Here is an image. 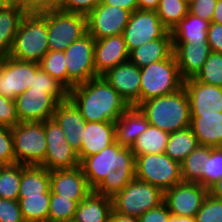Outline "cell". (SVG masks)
I'll return each instance as SVG.
<instances>
[{"mask_svg": "<svg viewBox=\"0 0 222 222\" xmlns=\"http://www.w3.org/2000/svg\"><path fill=\"white\" fill-rule=\"evenodd\" d=\"M107 222H137V219L130 216L120 215L112 210L111 217Z\"/></svg>", "mask_w": 222, "mask_h": 222, "instance_id": "cell-54", "label": "cell"}, {"mask_svg": "<svg viewBox=\"0 0 222 222\" xmlns=\"http://www.w3.org/2000/svg\"><path fill=\"white\" fill-rule=\"evenodd\" d=\"M0 222H25L18 200L0 198Z\"/></svg>", "mask_w": 222, "mask_h": 222, "instance_id": "cell-45", "label": "cell"}, {"mask_svg": "<svg viewBox=\"0 0 222 222\" xmlns=\"http://www.w3.org/2000/svg\"><path fill=\"white\" fill-rule=\"evenodd\" d=\"M30 88L38 90H47L58 102L65 101L68 98V90L55 78L39 68Z\"/></svg>", "mask_w": 222, "mask_h": 222, "instance_id": "cell-40", "label": "cell"}, {"mask_svg": "<svg viewBox=\"0 0 222 222\" xmlns=\"http://www.w3.org/2000/svg\"><path fill=\"white\" fill-rule=\"evenodd\" d=\"M163 202L164 192L160 188L135 178L112 197V209L115 213L137 219Z\"/></svg>", "mask_w": 222, "mask_h": 222, "instance_id": "cell-6", "label": "cell"}, {"mask_svg": "<svg viewBox=\"0 0 222 222\" xmlns=\"http://www.w3.org/2000/svg\"><path fill=\"white\" fill-rule=\"evenodd\" d=\"M40 68L67 89V68L64 51H48L39 62Z\"/></svg>", "mask_w": 222, "mask_h": 222, "instance_id": "cell-38", "label": "cell"}, {"mask_svg": "<svg viewBox=\"0 0 222 222\" xmlns=\"http://www.w3.org/2000/svg\"><path fill=\"white\" fill-rule=\"evenodd\" d=\"M207 43L210 51L222 53V24L210 22L207 31Z\"/></svg>", "mask_w": 222, "mask_h": 222, "instance_id": "cell-49", "label": "cell"}, {"mask_svg": "<svg viewBox=\"0 0 222 222\" xmlns=\"http://www.w3.org/2000/svg\"><path fill=\"white\" fill-rule=\"evenodd\" d=\"M208 193L211 196L222 200V178L216 180L208 187Z\"/></svg>", "mask_w": 222, "mask_h": 222, "instance_id": "cell-52", "label": "cell"}, {"mask_svg": "<svg viewBox=\"0 0 222 222\" xmlns=\"http://www.w3.org/2000/svg\"><path fill=\"white\" fill-rule=\"evenodd\" d=\"M115 124V141L124 147H132L149 126L145 115L135 106H130Z\"/></svg>", "mask_w": 222, "mask_h": 222, "instance_id": "cell-24", "label": "cell"}, {"mask_svg": "<svg viewBox=\"0 0 222 222\" xmlns=\"http://www.w3.org/2000/svg\"><path fill=\"white\" fill-rule=\"evenodd\" d=\"M114 121L110 122H86L83 129L81 149L77 153L81 162L85 157L100 153L103 149L115 142Z\"/></svg>", "mask_w": 222, "mask_h": 222, "instance_id": "cell-21", "label": "cell"}, {"mask_svg": "<svg viewBox=\"0 0 222 222\" xmlns=\"http://www.w3.org/2000/svg\"><path fill=\"white\" fill-rule=\"evenodd\" d=\"M195 219L196 222H222V200L208 194Z\"/></svg>", "mask_w": 222, "mask_h": 222, "instance_id": "cell-42", "label": "cell"}, {"mask_svg": "<svg viewBox=\"0 0 222 222\" xmlns=\"http://www.w3.org/2000/svg\"><path fill=\"white\" fill-rule=\"evenodd\" d=\"M50 191L77 203L92 191L80 166L73 169L50 171Z\"/></svg>", "mask_w": 222, "mask_h": 222, "instance_id": "cell-19", "label": "cell"}, {"mask_svg": "<svg viewBox=\"0 0 222 222\" xmlns=\"http://www.w3.org/2000/svg\"><path fill=\"white\" fill-rule=\"evenodd\" d=\"M218 0H190L189 13L196 15L202 20L211 22L214 9Z\"/></svg>", "mask_w": 222, "mask_h": 222, "instance_id": "cell-46", "label": "cell"}, {"mask_svg": "<svg viewBox=\"0 0 222 222\" xmlns=\"http://www.w3.org/2000/svg\"><path fill=\"white\" fill-rule=\"evenodd\" d=\"M211 22L222 24V0H218Z\"/></svg>", "mask_w": 222, "mask_h": 222, "instance_id": "cell-56", "label": "cell"}, {"mask_svg": "<svg viewBox=\"0 0 222 222\" xmlns=\"http://www.w3.org/2000/svg\"><path fill=\"white\" fill-rule=\"evenodd\" d=\"M203 186L207 188L222 178V147L211 148L207 161L203 164Z\"/></svg>", "mask_w": 222, "mask_h": 222, "instance_id": "cell-41", "label": "cell"}, {"mask_svg": "<svg viewBox=\"0 0 222 222\" xmlns=\"http://www.w3.org/2000/svg\"><path fill=\"white\" fill-rule=\"evenodd\" d=\"M140 75V103L174 93L180 90L184 83L174 53L168 59L140 68Z\"/></svg>", "mask_w": 222, "mask_h": 222, "instance_id": "cell-5", "label": "cell"}, {"mask_svg": "<svg viewBox=\"0 0 222 222\" xmlns=\"http://www.w3.org/2000/svg\"><path fill=\"white\" fill-rule=\"evenodd\" d=\"M6 6H16L29 13V0H6Z\"/></svg>", "mask_w": 222, "mask_h": 222, "instance_id": "cell-55", "label": "cell"}, {"mask_svg": "<svg viewBox=\"0 0 222 222\" xmlns=\"http://www.w3.org/2000/svg\"><path fill=\"white\" fill-rule=\"evenodd\" d=\"M209 21L188 13L172 29L173 44L207 43Z\"/></svg>", "mask_w": 222, "mask_h": 222, "instance_id": "cell-27", "label": "cell"}, {"mask_svg": "<svg viewBox=\"0 0 222 222\" xmlns=\"http://www.w3.org/2000/svg\"><path fill=\"white\" fill-rule=\"evenodd\" d=\"M79 166L89 187L110 198L135 179V156L132 149L116 141L100 153L85 157Z\"/></svg>", "mask_w": 222, "mask_h": 222, "instance_id": "cell-1", "label": "cell"}, {"mask_svg": "<svg viewBox=\"0 0 222 222\" xmlns=\"http://www.w3.org/2000/svg\"><path fill=\"white\" fill-rule=\"evenodd\" d=\"M40 14L46 19L50 51H65L74 41L87 34L85 15L62 10Z\"/></svg>", "mask_w": 222, "mask_h": 222, "instance_id": "cell-9", "label": "cell"}, {"mask_svg": "<svg viewBox=\"0 0 222 222\" xmlns=\"http://www.w3.org/2000/svg\"><path fill=\"white\" fill-rule=\"evenodd\" d=\"M135 178L150 183L163 192L183 182L181 164L165 153L136 156Z\"/></svg>", "mask_w": 222, "mask_h": 222, "instance_id": "cell-7", "label": "cell"}, {"mask_svg": "<svg viewBox=\"0 0 222 222\" xmlns=\"http://www.w3.org/2000/svg\"><path fill=\"white\" fill-rule=\"evenodd\" d=\"M181 78H194L210 54L208 43L173 44Z\"/></svg>", "mask_w": 222, "mask_h": 222, "instance_id": "cell-23", "label": "cell"}, {"mask_svg": "<svg viewBox=\"0 0 222 222\" xmlns=\"http://www.w3.org/2000/svg\"><path fill=\"white\" fill-rule=\"evenodd\" d=\"M78 203L59 194L50 193L48 222L74 220Z\"/></svg>", "mask_w": 222, "mask_h": 222, "instance_id": "cell-37", "label": "cell"}, {"mask_svg": "<svg viewBox=\"0 0 222 222\" xmlns=\"http://www.w3.org/2000/svg\"><path fill=\"white\" fill-rule=\"evenodd\" d=\"M50 191V171L41 166L21 164V182L18 196H34Z\"/></svg>", "mask_w": 222, "mask_h": 222, "instance_id": "cell-29", "label": "cell"}, {"mask_svg": "<svg viewBox=\"0 0 222 222\" xmlns=\"http://www.w3.org/2000/svg\"><path fill=\"white\" fill-rule=\"evenodd\" d=\"M208 194L200 183L181 182L164 192V202L173 216L195 217Z\"/></svg>", "mask_w": 222, "mask_h": 222, "instance_id": "cell-14", "label": "cell"}, {"mask_svg": "<svg viewBox=\"0 0 222 222\" xmlns=\"http://www.w3.org/2000/svg\"><path fill=\"white\" fill-rule=\"evenodd\" d=\"M199 145L190 127L169 133L165 154L172 160L182 163Z\"/></svg>", "mask_w": 222, "mask_h": 222, "instance_id": "cell-32", "label": "cell"}, {"mask_svg": "<svg viewBox=\"0 0 222 222\" xmlns=\"http://www.w3.org/2000/svg\"><path fill=\"white\" fill-rule=\"evenodd\" d=\"M21 182V164L4 165L0 169V198L18 200Z\"/></svg>", "mask_w": 222, "mask_h": 222, "instance_id": "cell-36", "label": "cell"}, {"mask_svg": "<svg viewBox=\"0 0 222 222\" xmlns=\"http://www.w3.org/2000/svg\"><path fill=\"white\" fill-rule=\"evenodd\" d=\"M188 0H160L156 10L160 21L170 30L189 13Z\"/></svg>", "mask_w": 222, "mask_h": 222, "instance_id": "cell-35", "label": "cell"}, {"mask_svg": "<svg viewBox=\"0 0 222 222\" xmlns=\"http://www.w3.org/2000/svg\"><path fill=\"white\" fill-rule=\"evenodd\" d=\"M112 198L95 191L78 203L74 222H107L112 213Z\"/></svg>", "mask_w": 222, "mask_h": 222, "instance_id": "cell-26", "label": "cell"}, {"mask_svg": "<svg viewBox=\"0 0 222 222\" xmlns=\"http://www.w3.org/2000/svg\"><path fill=\"white\" fill-rule=\"evenodd\" d=\"M131 12L119 7L97 5L87 16V33L95 40L122 34Z\"/></svg>", "mask_w": 222, "mask_h": 222, "instance_id": "cell-15", "label": "cell"}, {"mask_svg": "<svg viewBox=\"0 0 222 222\" xmlns=\"http://www.w3.org/2000/svg\"><path fill=\"white\" fill-rule=\"evenodd\" d=\"M160 0H138L139 10L156 11Z\"/></svg>", "mask_w": 222, "mask_h": 222, "instance_id": "cell-53", "label": "cell"}, {"mask_svg": "<svg viewBox=\"0 0 222 222\" xmlns=\"http://www.w3.org/2000/svg\"><path fill=\"white\" fill-rule=\"evenodd\" d=\"M11 131L15 164L40 166L47 149L44 122H20Z\"/></svg>", "mask_w": 222, "mask_h": 222, "instance_id": "cell-8", "label": "cell"}, {"mask_svg": "<svg viewBox=\"0 0 222 222\" xmlns=\"http://www.w3.org/2000/svg\"><path fill=\"white\" fill-rule=\"evenodd\" d=\"M194 79L201 83L222 87V53L211 51Z\"/></svg>", "mask_w": 222, "mask_h": 222, "instance_id": "cell-39", "label": "cell"}, {"mask_svg": "<svg viewBox=\"0 0 222 222\" xmlns=\"http://www.w3.org/2000/svg\"><path fill=\"white\" fill-rule=\"evenodd\" d=\"M0 164H15L14 145L10 127L0 125Z\"/></svg>", "mask_w": 222, "mask_h": 222, "instance_id": "cell-43", "label": "cell"}, {"mask_svg": "<svg viewBox=\"0 0 222 222\" xmlns=\"http://www.w3.org/2000/svg\"><path fill=\"white\" fill-rule=\"evenodd\" d=\"M26 12L16 6L0 8V58L8 56L19 24Z\"/></svg>", "mask_w": 222, "mask_h": 222, "instance_id": "cell-30", "label": "cell"}, {"mask_svg": "<svg viewBox=\"0 0 222 222\" xmlns=\"http://www.w3.org/2000/svg\"><path fill=\"white\" fill-rule=\"evenodd\" d=\"M212 147L198 145L181 163L183 182L200 183L203 185V164L207 161Z\"/></svg>", "mask_w": 222, "mask_h": 222, "instance_id": "cell-34", "label": "cell"}, {"mask_svg": "<svg viewBox=\"0 0 222 222\" xmlns=\"http://www.w3.org/2000/svg\"><path fill=\"white\" fill-rule=\"evenodd\" d=\"M169 222H196V219H195V217L171 215Z\"/></svg>", "mask_w": 222, "mask_h": 222, "instance_id": "cell-57", "label": "cell"}, {"mask_svg": "<svg viewBox=\"0 0 222 222\" xmlns=\"http://www.w3.org/2000/svg\"><path fill=\"white\" fill-rule=\"evenodd\" d=\"M171 215L167 205L163 202L140 215L137 222H169Z\"/></svg>", "mask_w": 222, "mask_h": 222, "instance_id": "cell-48", "label": "cell"}, {"mask_svg": "<svg viewBox=\"0 0 222 222\" xmlns=\"http://www.w3.org/2000/svg\"><path fill=\"white\" fill-rule=\"evenodd\" d=\"M122 35L129 53L149 41L172 38L171 31L160 21L156 11L139 9L130 14Z\"/></svg>", "mask_w": 222, "mask_h": 222, "instance_id": "cell-11", "label": "cell"}, {"mask_svg": "<svg viewBox=\"0 0 222 222\" xmlns=\"http://www.w3.org/2000/svg\"><path fill=\"white\" fill-rule=\"evenodd\" d=\"M129 106L140 104V68L130 61L118 64L102 75Z\"/></svg>", "mask_w": 222, "mask_h": 222, "instance_id": "cell-17", "label": "cell"}, {"mask_svg": "<svg viewBox=\"0 0 222 222\" xmlns=\"http://www.w3.org/2000/svg\"><path fill=\"white\" fill-rule=\"evenodd\" d=\"M6 7V0H0V8Z\"/></svg>", "mask_w": 222, "mask_h": 222, "instance_id": "cell-58", "label": "cell"}, {"mask_svg": "<svg viewBox=\"0 0 222 222\" xmlns=\"http://www.w3.org/2000/svg\"><path fill=\"white\" fill-rule=\"evenodd\" d=\"M48 51L46 19L40 13H26L19 24L8 56L39 63Z\"/></svg>", "mask_w": 222, "mask_h": 222, "instance_id": "cell-4", "label": "cell"}, {"mask_svg": "<svg viewBox=\"0 0 222 222\" xmlns=\"http://www.w3.org/2000/svg\"><path fill=\"white\" fill-rule=\"evenodd\" d=\"M103 4L119 7L131 13L138 9V0H101Z\"/></svg>", "mask_w": 222, "mask_h": 222, "instance_id": "cell-51", "label": "cell"}, {"mask_svg": "<svg viewBox=\"0 0 222 222\" xmlns=\"http://www.w3.org/2000/svg\"><path fill=\"white\" fill-rule=\"evenodd\" d=\"M190 102V114H218L222 112V87L201 83L194 78L184 80Z\"/></svg>", "mask_w": 222, "mask_h": 222, "instance_id": "cell-18", "label": "cell"}, {"mask_svg": "<svg viewBox=\"0 0 222 222\" xmlns=\"http://www.w3.org/2000/svg\"><path fill=\"white\" fill-rule=\"evenodd\" d=\"M190 129L199 145L222 147V112L218 114H190Z\"/></svg>", "mask_w": 222, "mask_h": 222, "instance_id": "cell-25", "label": "cell"}, {"mask_svg": "<svg viewBox=\"0 0 222 222\" xmlns=\"http://www.w3.org/2000/svg\"><path fill=\"white\" fill-rule=\"evenodd\" d=\"M94 52L95 39L88 33L64 51L68 91L98 76L94 67Z\"/></svg>", "mask_w": 222, "mask_h": 222, "instance_id": "cell-10", "label": "cell"}, {"mask_svg": "<svg viewBox=\"0 0 222 222\" xmlns=\"http://www.w3.org/2000/svg\"><path fill=\"white\" fill-rule=\"evenodd\" d=\"M172 38L149 41L129 53V61L142 68L153 62L168 59L173 54Z\"/></svg>", "mask_w": 222, "mask_h": 222, "instance_id": "cell-28", "label": "cell"}, {"mask_svg": "<svg viewBox=\"0 0 222 222\" xmlns=\"http://www.w3.org/2000/svg\"><path fill=\"white\" fill-rule=\"evenodd\" d=\"M68 98L86 122H116L130 107L103 76L74 86L68 91Z\"/></svg>", "mask_w": 222, "mask_h": 222, "instance_id": "cell-2", "label": "cell"}, {"mask_svg": "<svg viewBox=\"0 0 222 222\" xmlns=\"http://www.w3.org/2000/svg\"><path fill=\"white\" fill-rule=\"evenodd\" d=\"M25 222H48L50 193L34 196H18Z\"/></svg>", "mask_w": 222, "mask_h": 222, "instance_id": "cell-33", "label": "cell"}, {"mask_svg": "<svg viewBox=\"0 0 222 222\" xmlns=\"http://www.w3.org/2000/svg\"><path fill=\"white\" fill-rule=\"evenodd\" d=\"M39 63L21 61L10 56L0 58V94L11 100L30 88Z\"/></svg>", "mask_w": 222, "mask_h": 222, "instance_id": "cell-13", "label": "cell"}, {"mask_svg": "<svg viewBox=\"0 0 222 222\" xmlns=\"http://www.w3.org/2000/svg\"><path fill=\"white\" fill-rule=\"evenodd\" d=\"M46 156L40 165L48 171L73 169L80 165L77 152L68 143L63 129L52 118L44 121Z\"/></svg>", "mask_w": 222, "mask_h": 222, "instance_id": "cell-12", "label": "cell"}, {"mask_svg": "<svg viewBox=\"0 0 222 222\" xmlns=\"http://www.w3.org/2000/svg\"><path fill=\"white\" fill-rule=\"evenodd\" d=\"M101 0H63L60 10L87 16Z\"/></svg>", "mask_w": 222, "mask_h": 222, "instance_id": "cell-47", "label": "cell"}, {"mask_svg": "<svg viewBox=\"0 0 222 222\" xmlns=\"http://www.w3.org/2000/svg\"><path fill=\"white\" fill-rule=\"evenodd\" d=\"M18 123L15 101L0 94V125L12 128Z\"/></svg>", "mask_w": 222, "mask_h": 222, "instance_id": "cell-44", "label": "cell"}, {"mask_svg": "<svg viewBox=\"0 0 222 222\" xmlns=\"http://www.w3.org/2000/svg\"><path fill=\"white\" fill-rule=\"evenodd\" d=\"M53 119L65 133L71 147L78 153L81 149L82 133L86 120L81 116L79 109L67 98L56 106Z\"/></svg>", "mask_w": 222, "mask_h": 222, "instance_id": "cell-22", "label": "cell"}, {"mask_svg": "<svg viewBox=\"0 0 222 222\" xmlns=\"http://www.w3.org/2000/svg\"><path fill=\"white\" fill-rule=\"evenodd\" d=\"M127 61L129 52L122 34L95 40L94 67L98 76Z\"/></svg>", "mask_w": 222, "mask_h": 222, "instance_id": "cell-20", "label": "cell"}, {"mask_svg": "<svg viewBox=\"0 0 222 222\" xmlns=\"http://www.w3.org/2000/svg\"><path fill=\"white\" fill-rule=\"evenodd\" d=\"M19 122H44L53 118L59 103L47 90L29 88L15 98Z\"/></svg>", "mask_w": 222, "mask_h": 222, "instance_id": "cell-16", "label": "cell"}, {"mask_svg": "<svg viewBox=\"0 0 222 222\" xmlns=\"http://www.w3.org/2000/svg\"><path fill=\"white\" fill-rule=\"evenodd\" d=\"M169 133L150 125L137 138L131 149L134 156L165 153Z\"/></svg>", "mask_w": 222, "mask_h": 222, "instance_id": "cell-31", "label": "cell"}, {"mask_svg": "<svg viewBox=\"0 0 222 222\" xmlns=\"http://www.w3.org/2000/svg\"><path fill=\"white\" fill-rule=\"evenodd\" d=\"M150 125L173 133L190 127V102L184 87L180 90L141 102L137 106Z\"/></svg>", "mask_w": 222, "mask_h": 222, "instance_id": "cell-3", "label": "cell"}, {"mask_svg": "<svg viewBox=\"0 0 222 222\" xmlns=\"http://www.w3.org/2000/svg\"><path fill=\"white\" fill-rule=\"evenodd\" d=\"M63 0H29V13L60 10Z\"/></svg>", "mask_w": 222, "mask_h": 222, "instance_id": "cell-50", "label": "cell"}]
</instances>
